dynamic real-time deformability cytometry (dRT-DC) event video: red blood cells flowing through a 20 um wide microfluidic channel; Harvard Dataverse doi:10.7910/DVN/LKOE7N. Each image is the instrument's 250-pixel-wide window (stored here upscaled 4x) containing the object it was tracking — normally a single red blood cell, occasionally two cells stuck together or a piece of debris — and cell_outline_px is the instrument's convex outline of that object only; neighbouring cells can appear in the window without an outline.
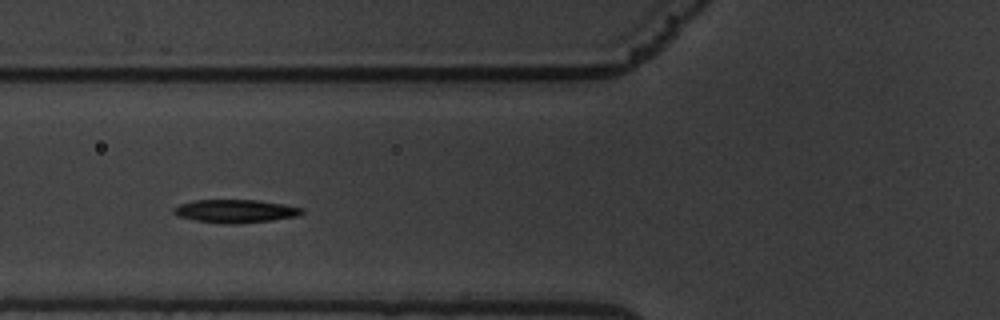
{"species": "common noctule bat (a hibernating species)", "species_latin": "Nyctalus noctula", "temperature_condition": "warm", "stored_images_in_passage": 45, "camera_frame_rate_fps": 3000, "um_per_image_px": 0.085, "animal": {"sex": "male", "body_mass_g": 19.5, "forearm_length_mm": 54.6}, "frame": {"image": 1, "passage_image": 7, "time_ms": 2.0, "image_size_px": [1000, 320], "cell_outline_px": [[304, 212], [296, 216], [272, 220], [236, 224], [228, 224], [196, 220], [176, 216], [172, 212], [172, 208], [180, 204], [192, 200], [260, 200], [284, 204], [304, 208]], "centroid_in_image_um": [19.99, 17.94], "position_along_channel_um": 105.8, "area_um2": 17.4}}
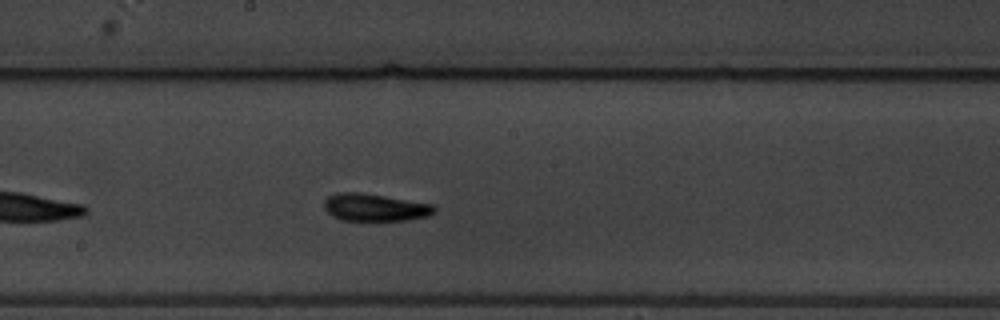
{"frame": {"image": 2, "passage_image": 17, "time_ms": 5.333, "image_size_px": [1000, 320], "cell_outline_px": [[436, 212], [428, 216], [408, 220], [340, 220], [332, 216], [324, 208], [324, 200], [328, 196], [336, 192], [360, 192], [432, 204], [436, 208]], "centroid_in_image_um": [31.84, 17.63], "position_along_channel_um": 216.4, "area_um2": 17.63}}
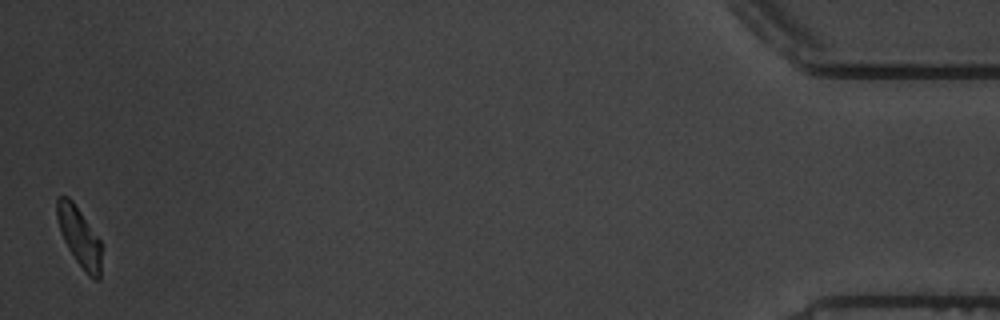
{"frame": {"image": 3, "passage_image": 44, "time_ms": 14.333, "image_size_px": [1000, 320], "cell_outline_px": [[100, 280], [92, 280], [88, 276], [76, 260], [68, 248], [60, 232], [56, 216], [56, 200], [60, 196], [68, 196], [72, 200], [100, 240]], "centroid_in_image_um": [6.72, 20.13], "position_along_channel_um": 428.5, "area_um2": 15.2}, "authors_computed_cell_mechanics": {"area_um2": 16.9354, "velocity_mm_per_s": 3.3221, "shape_relaxation_time_tau1_ms": 5.3598, "shape_relaxation_time_tau2_ms": 4.3969, "deformation_change_tau1": 0.1866, "deformation_change_tau2": 0.0989}}